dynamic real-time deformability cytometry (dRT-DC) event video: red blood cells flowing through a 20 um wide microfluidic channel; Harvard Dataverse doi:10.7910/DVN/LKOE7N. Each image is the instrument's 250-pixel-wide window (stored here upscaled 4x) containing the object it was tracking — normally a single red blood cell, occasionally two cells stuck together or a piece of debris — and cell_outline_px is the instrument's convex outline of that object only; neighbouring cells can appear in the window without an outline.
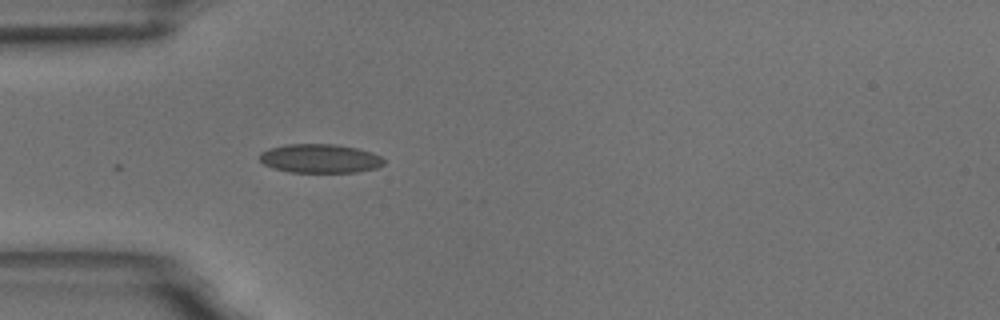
{"species": "common noctule bat (a hibernating species)", "species_latin": "Nyctalus noctula", "temperature_condition": "room temperature", "stored_images_in_passage": 4, "camera_frame_rate_fps": 3000, "um_per_image_px": 0.085, "animal": {"sex": "male", "body_mass_g": 18.8}, "frame": {"image": 1, "passage_image": 1, "time_ms": 0.0, "image_size_px": [1000, 320], "cell_outline_px": [[384, 164], [376, 168], [356, 172], [288, 172], [264, 164], [260, 160], [260, 152], [268, 148], [288, 144], [332, 144], [356, 148], [372, 152], [380, 156], [384, 160]], "centroid_in_image_um": [27.2, 13.47], "position_along_channel_um": 57.8, "area_um2": 20.81}}
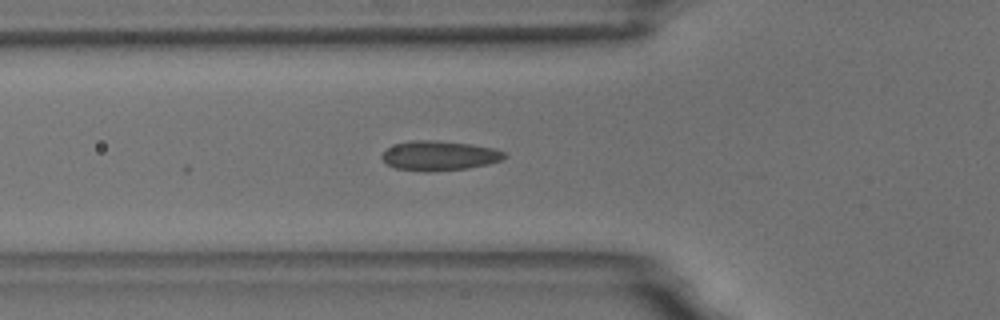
{"frame": {"image": 2, "passage_image": 4, "time_ms": 1.0, "image_size_px": [1000, 320], "cell_outline_px": [[508, 156], [500, 160], [488, 164], [468, 168], [432, 172], [424, 172], [396, 168], [388, 164], [380, 156], [388, 148], [396, 144], [408, 140], [436, 140], [472, 144], [496, 148], [504, 152]], "centroid_in_image_um": [37.36, 13.23], "position_along_channel_um": 88.4, "area_um2": 21.33}}